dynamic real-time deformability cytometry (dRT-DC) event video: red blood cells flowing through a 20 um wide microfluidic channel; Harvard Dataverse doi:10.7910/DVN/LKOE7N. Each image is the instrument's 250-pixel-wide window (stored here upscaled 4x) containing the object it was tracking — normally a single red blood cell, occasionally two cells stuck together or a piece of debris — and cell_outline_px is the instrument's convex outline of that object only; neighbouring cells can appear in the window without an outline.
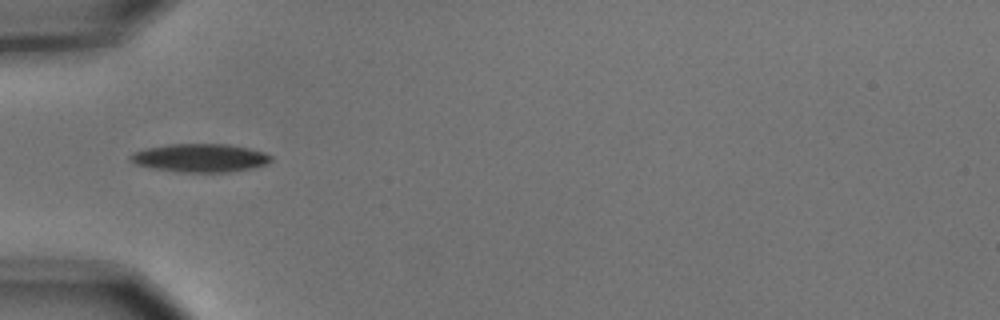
{"species": "common noctule bat (a hibernating species)", "species_latin": "Nyctalus noctula", "temperature_condition": "cold", "stored_images_in_passage": 38, "camera_frame_rate_fps": 3000, "um_per_image_px": 0.085, "animal": {"sex": "male", "body_mass_g": 15.6}, "frame": {"image": 1, "passage_image": 1, "time_ms": 0.0, "image_size_px": [1000, 320], "cell_outline_px": [[272, 160], [264, 164], [248, 168], [228, 172], [176, 172], [152, 168], [136, 164], [128, 160], [128, 156], [132, 152], [148, 148], [168, 144], [228, 144], [248, 148], [264, 152], [272, 156]], "centroid_in_image_um": [16.95, 13.42], "position_along_channel_um": 68.0, "area_um2": 23.12}}
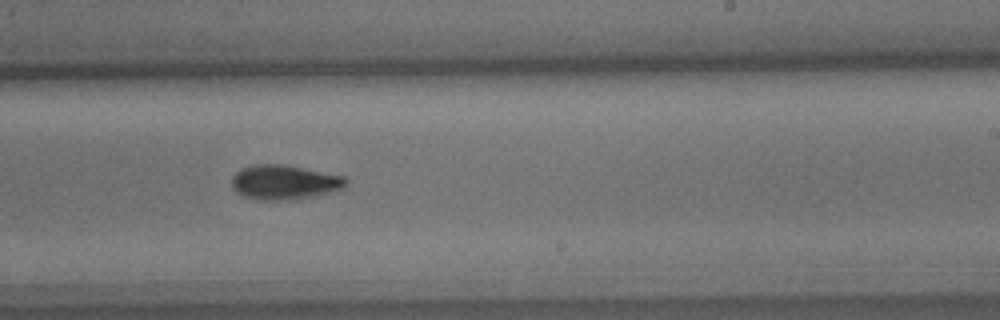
{"frame": {"image": 2, "passage_image": 17, "time_ms": 5.333, "image_size_px": [1000, 320], "cell_outline_px": [[348, 184], [344, 188], [316, 196], [296, 200], [256, 200], [244, 196], [236, 192], [232, 188], [232, 176], [240, 168], [252, 164], [280, 164], [344, 176], [348, 180]], "centroid_in_image_um": [24.15, 15.5], "position_along_channel_um": 264.8, "area_um2": 23.24}}
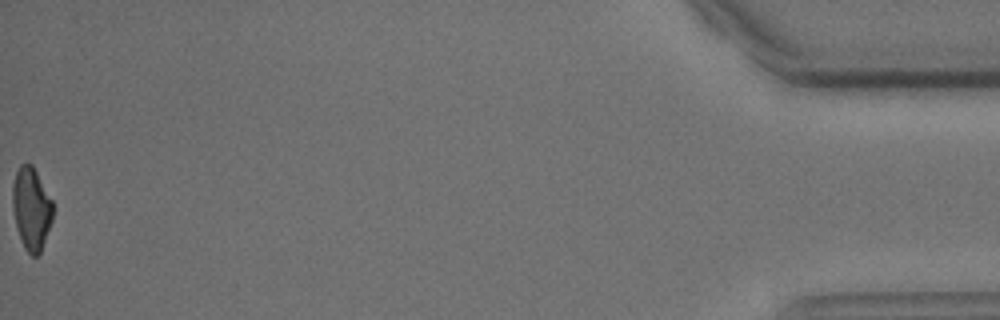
{"frame": {"image": 3, "passage_image": 38, "time_ms": 12.333, "image_size_px": [1000, 320], "cell_outline_px": [[52, 220], [40, 252], [36, 256], [32, 256], [24, 248], [20, 240], [12, 208], [12, 184], [16, 172], [20, 164], [32, 164], [52, 200]], "centroid_in_image_um": [2.64, 17.72], "position_along_channel_um": 432.6, "area_um2": 19.25}, "authors_computed_cell_mechanics": {"area_um2": 21.7039, "velocity_mm_per_s": 3.7033, "shape_relaxation_time_tau1_ms": 2.4689, "shape_relaxation_time_tau2_ms": null, "deformation_change_tau1": 0.1203, "deformation_change_tau2": null}}